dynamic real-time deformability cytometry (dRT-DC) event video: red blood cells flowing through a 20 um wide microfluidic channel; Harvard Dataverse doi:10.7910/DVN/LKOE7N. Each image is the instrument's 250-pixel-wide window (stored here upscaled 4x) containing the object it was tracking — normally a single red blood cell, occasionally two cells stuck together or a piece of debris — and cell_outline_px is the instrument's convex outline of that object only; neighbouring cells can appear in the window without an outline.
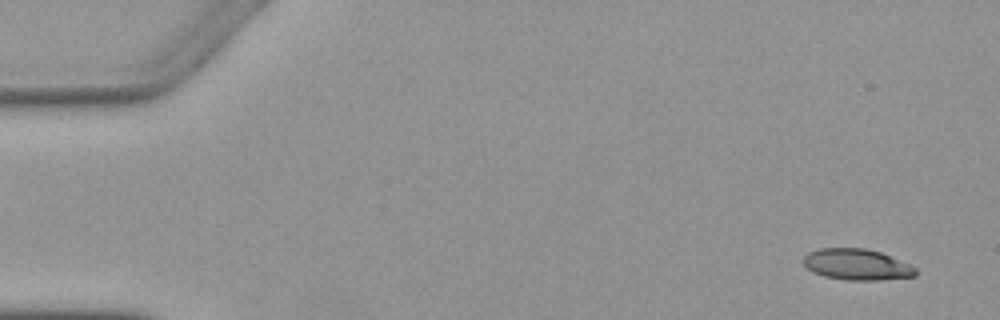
{"species": "Egyptian fruit bat (a non-hibernating species)", "species_latin": "Rousettus aegyptiacus", "temperature_condition": "warm", "stored_images_in_passage": 4, "camera_frame_rate_fps": 3000, "um_per_image_px": 0.085, "animal": {"sex": "female"}, "frame": {"image": 1, "passage_image": 1, "time_ms": 0.0, "image_size_px": [1000, 320], "cell_outline_px": [[916, 276], [880, 280], [844, 280], [824, 276], [812, 272], [804, 264], [804, 256], [808, 252], [820, 248], [864, 248], [880, 252], [908, 264], [916, 268]], "centroid_in_image_um": [72.81, 22.49], "position_along_channel_um": 12.2, "area_um2": 20.23}}
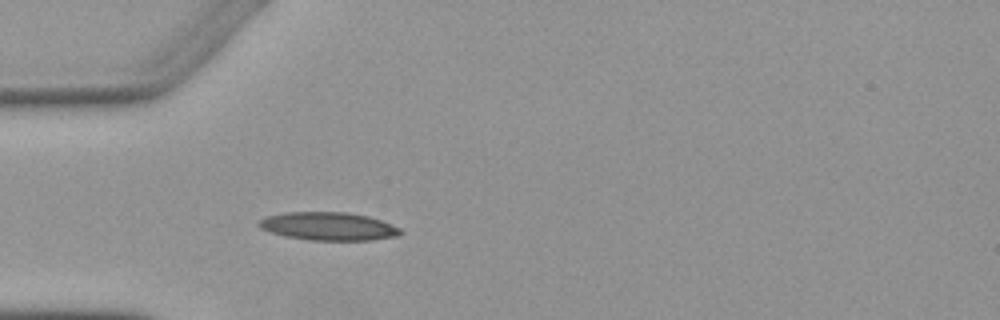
{"frame": {"image": 2, "passage_image": 4, "time_ms": 4.333, "image_size_px": [1000, 320], "cell_outline_px": [[404, 232], [400, 236], [372, 240], [308, 240], [288, 236], [272, 232], [260, 228], [256, 224], [260, 220], [268, 216], [284, 212], [348, 212], [368, 216], [380, 220], [400, 228]], "centroid_in_image_um": [27.96, 19.23], "position_along_channel_um": 57.0, "area_um2": 23.18}}